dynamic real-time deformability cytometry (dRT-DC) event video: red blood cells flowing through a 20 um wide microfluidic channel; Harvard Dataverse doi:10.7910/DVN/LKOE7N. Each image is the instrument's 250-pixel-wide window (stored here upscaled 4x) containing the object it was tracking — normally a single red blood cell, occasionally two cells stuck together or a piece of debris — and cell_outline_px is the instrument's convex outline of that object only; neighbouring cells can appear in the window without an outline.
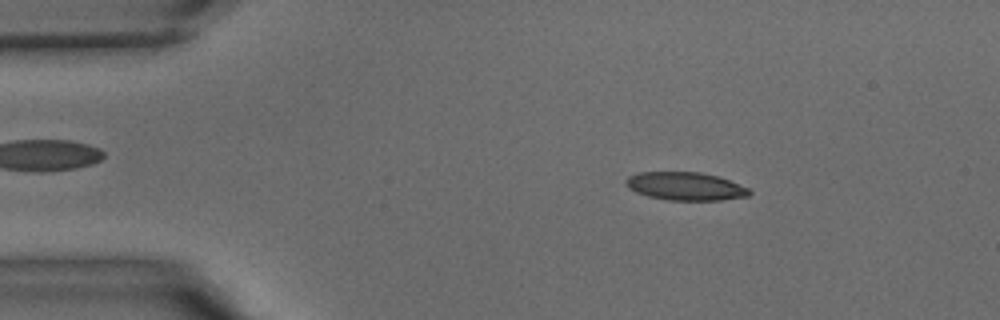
{"species": "common noctule bat (a hibernating species)", "species_latin": "Nyctalus noctula", "temperature_condition": "warm", "stored_images_in_passage": 39, "camera_frame_rate_fps": 3000, "um_per_image_px": 0.085, "animal": {"sex": "male", "body_mass_g": 15.6}, "frame": {"image": 1, "passage_image": 4, "time_ms": 1.0, "image_size_px": [1000, 320], "cell_outline_px": [[752, 192], [748, 196], [720, 200], [668, 200], [648, 196], [636, 192], [628, 188], [624, 184], [624, 180], [628, 176], [640, 172], [700, 172], [716, 176], [728, 180], [748, 188]], "centroid_in_image_um": [58.21, 15.83], "position_along_channel_um": 26.8, "area_um2": 20.17}}
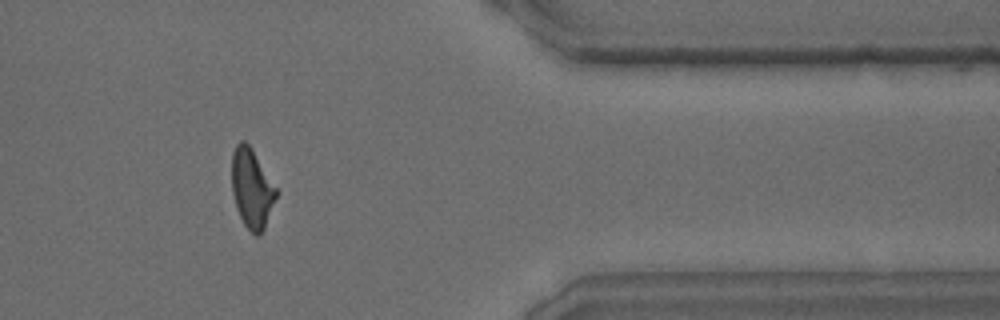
{"frame": {"image": 2, "passage_image": 31, "time_ms": 10.0, "image_size_px": [1000, 320], "cell_outline_px": [[276, 196], [264, 228], [260, 236], [256, 236], [244, 224], [236, 208], [232, 192], [232, 152], [236, 144], [240, 140], [244, 140], [252, 148], [276, 188]], "centroid_in_image_um": [21.37, 15.99], "position_along_channel_um": 390.0, "area_um2": 20.23}}
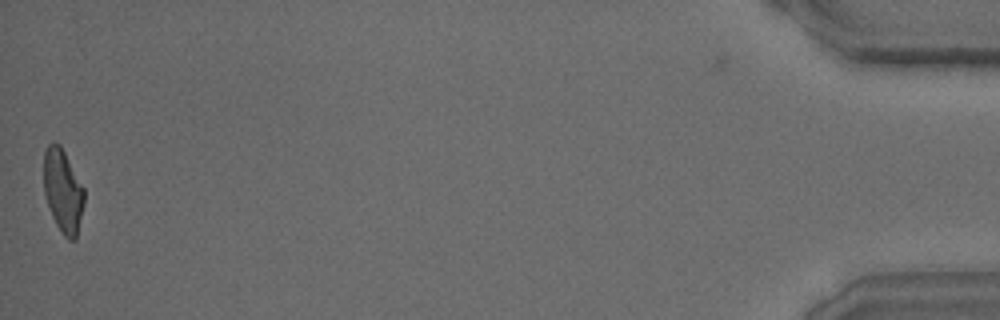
{"frame": {"image": 3, "passage_image": 38, "time_ms": 12.333, "image_size_px": [1000, 320], "cell_outline_px": [[84, 204], [76, 240], [68, 240], [64, 236], [56, 224], [52, 216], [44, 196], [44, 152], [48, 144], [52, 140], [60, 144], [84, 188]], "centroid_in_image_um": [5.34, 16.22], "position_along_channel_um": 429.9, "area_um2": 19.77}}